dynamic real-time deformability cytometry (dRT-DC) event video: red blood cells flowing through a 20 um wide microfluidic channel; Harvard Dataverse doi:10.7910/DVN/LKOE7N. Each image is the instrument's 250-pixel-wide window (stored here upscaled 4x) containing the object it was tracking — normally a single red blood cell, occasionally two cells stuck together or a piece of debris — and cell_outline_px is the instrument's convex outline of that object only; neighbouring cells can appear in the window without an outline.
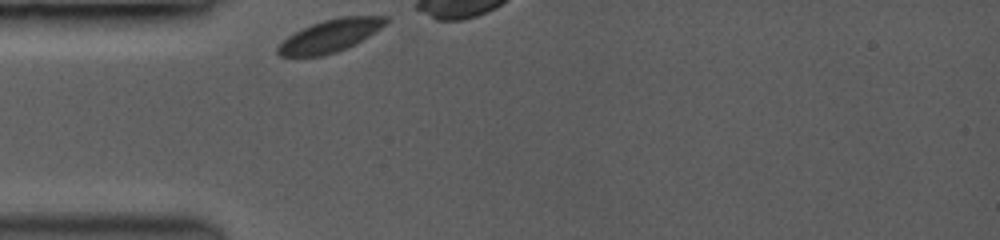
{"species": "common noctule bat (a hibernating species)", "species_latin": "Nyctalus noctula", "temperature_condition": "room temperature", "stored_images_in_passage": 8, "camera_frame_rate_fps": 3500, "um_per_image_px": 0.085, "animal": {"sex": "female", "body_mass_g": 19.0, "forearm_length_mm": 53.3}, "frame": {"image": 1, "passage_image": 1, "time_ms": 0.0, "image_size_px": [1000, 240], "cell_outline_px": [[388, 20], [380, 28], [356, 44], [348, 48], [324, 56], [280, 56], [276, 52], [276, 48], [288, 36], [312, 24], [324, 20], [340, 16], [388, 16]], "centroid_in_image_um": [28.06, 3.05], "position_along_channel_um": 56.9, "area_um2": 20.29}}